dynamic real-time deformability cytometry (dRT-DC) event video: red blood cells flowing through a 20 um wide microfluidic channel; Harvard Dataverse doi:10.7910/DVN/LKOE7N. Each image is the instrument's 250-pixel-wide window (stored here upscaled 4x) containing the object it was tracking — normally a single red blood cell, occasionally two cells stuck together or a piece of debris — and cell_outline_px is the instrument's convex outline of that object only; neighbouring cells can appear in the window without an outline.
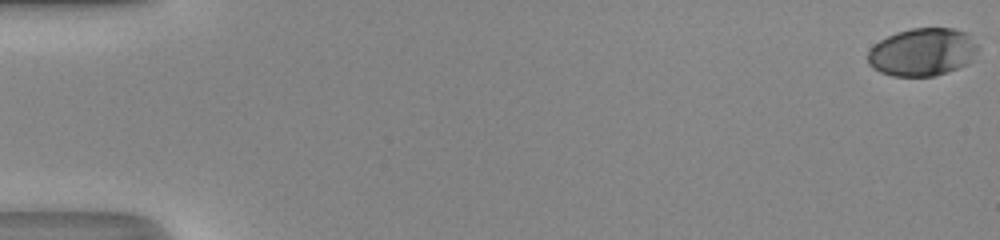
{"species": "human", "species_latin": "Homo sapiens", "temperature_condition": "room temperature", "stored_images_in_passage": 51, "camera_frame_rate_fps": 3000, "um_per_image_px": 0.085, "donor": {"sex": "male"}, "frame": {"image": 1, "passage_image": 1, "time_ms": 0.0, "image_size_px": [1000, 240], "cell_outline_px": [[952, 32], [944, 68], [940, 72], [928, 76], [904, 76], [884, 72], [876, 68], [872, 64], [868, 56], [872, 48], [876, 44], [892, 36], [904, 32], [920, 28], [944, 28]], "centroid_in_image_um": [77.59, 4.46], "position_along_channel_um": 7.4, "area_um2": 22.43}}
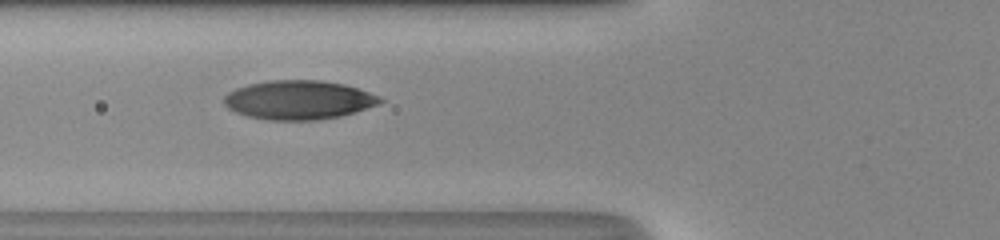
{"frame": {"image": 2, "passage_image": 21, "time_ms": 6.667, "image_size_px": [1000, 240], "cell_outline_px": [[376, 100], [360, 108], [348, 112], [328, 116], [264, 116], [248, 112], [236, 108], [228, 100], [228, 96], [236, 92], [248, 88], [264, 84], [336, 84], [352, 88], [364, 92]], "centroid_in_image_um": [25.46, 8.49], "position_along_channel_um": 100.3, "area_um2": 27.46}}
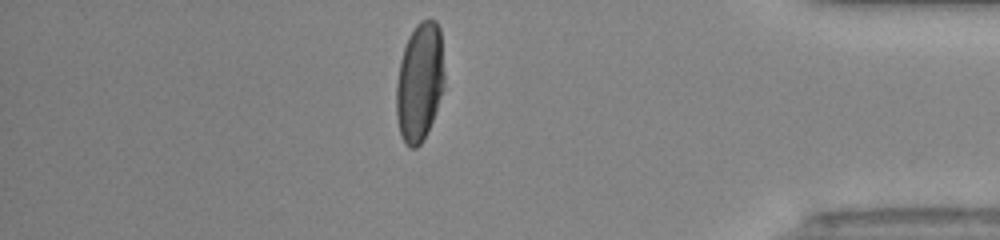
{"frame": {"image": 3, "passage_image": 44, "time_ms": 14.333, "image_size_px": [1000, 240], "cell_outline_px": [[440, 80], [436, 100], [432, 116], [428, 128], [424, 136], [416, 144], [408, 144], [400, 128], [400, 68], [404, 52], [408, 40], [416, 28], [420, 24], [428, 20], [432, 20], [436, 24], [440, 36]], "centroid_in_image_um": [35.67, 6.89], "position_along_channel_um": 399.5, "area_um2": 28.21}, "authors_computed_cell_mechanics": {"area_um2": 27.455, "velocity_mm_per_s": 4.3363, "shape_relaxation_time_tau1_ms": 6.6307, "shape_relaxation_time_tau2_ms": null, "deformation_change_tau1": 0.2851, "deformation_change_tau2": null}}